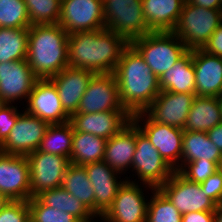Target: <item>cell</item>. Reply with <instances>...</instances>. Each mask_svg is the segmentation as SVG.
I'll list each match as a JSON object with an SVG mask.
<instances>
[{"label": "cell", "instance_id": "cell-1", "mask_svg": "<svg viewBox=\"0 0 222 222\" xmlns=\"http://www.w3.org/2000/svg\"><path fill=\"white\" fill-rule=\"evenodd\" d=\"M130 42L108 29L68 35V65L94 74L114 73Z\"/></svg>", "mask_w": 222, "mask_h": 222}, {"label": "cell", "instance_id": "cell-2", "mask_svg": "<svg viewBox=\"0 0 222 222\" xmlns=\"http://www.w3.org/2000/svg\"><path fill=\"white\" fill-rule=\"evenodd\" d=\"M114 75L120 102L131 116L144 112L161 92L159 77L131 44L123 51Z\"/></svg>", "mask_w": 222, "mask_h": 222}, {"label": "cell", "instance_id": "cell-3", "mask_svg": "<svg viewBox=\"0 0 222 222\" xmlns=\"http://www.w3.org/2000/svg\"><path fill=\"white\" fill-rule=\"evenodd\" d=\"M68 35L59 24L29 27L26 60L38 79H50L69 67Z\"/></svg>", "mask_w": 222, "mask_h": 222}, {"label": "cell", "instance_id": "cell-4", "mask_svg": "<svg viewBox=\"0 0 222 222\" xmlns=\"http://www.w3.org/2000/svg\"><path fill=\"white\" fill-rule=\"evenodd\" d=\"M130 44L157 76H161L188 51L174 32H150Z\"/></svg>", "mask_w": 222, "mask_h": 222}, {"label": "cell", "instance_id": "cell-5", "mask_svg": "<svg viewBox=\"0 0 222 222\" xmlns=\"http://www.w3.org/2000/svg\"><path fill=\"white\" fill-rule=\"evenodd\" d=\"M220 24L222 9L194 6L185 0L173 32L188 50L202 49Z\"/></svg>", "mask_w": 222, "mask_h": 222}, {"label": "cell", "instance_id": "cell-6", "mask_svg": "<svg viewBox=\"0 0 222 222\" xmlns=\"http://www.w3.org/2000/svg\"><path fill=\"white\" fill-rule=\"evenodd\" d=\"M131 168V171L135 173H132V178H136L135 175H137L138 180H132V178L125 176L128 181L140 182V184H145L155 189H159L175 172L148 138L138 129L137 125L136 148Z\"/></svg>", "mask_w": 222, "mask_h": 222}, {"label": "cell", "instance_id": "cell-7", "mask_svg": "<svg viewBox=\"0 0 222 222\" xmlns=\"http://www.w3.org/2000/svg\"><path fill=\"white\" fill-rule=\"evenodd\" d=\"M105 29L129 42L151 31L144 19L141 0H103Z\"/></svg>", "mask_w": 222, "mask_h": 222}, {"label": "cell", "instance_id": "cell-8", "mask_svg": "<svg viewBox=\"0 0 222 222\" xmlns=\"http://www.w3.org/2000/svg\"><path fill=\"white\" fill-rule=\"evenodd\" d=\"M131 120L175 170L181 169L184 130L153 121L145 112L132 115Z\"/></svg>", "mask_w": 222, "mask_h": 222}, {"label": "cell", "instance_id": "cell-9", "mask_svg": "<svg viewBox=\"0 0 222 222\" xmlns=\"http://www.w3.org/2000/svg\"><path fill=\"white\" fill-rule=\"evenodd\" d=\"M30 173V199L42 192L62 187L64 174L71 164L65 156L43 151H33L26 155Z\"/></svg>", "mask_w": 222, "mask_h": 222}, {"label": "cell", "instance_id": "cell-10", "mask_svg": "<svg viewBox=\"0 0 222 222\" xmlns=\"http://www.w3.org/2000/svg\"><path fill=\"white\" fill-rule=\"evenodd\" d=\"M145 188L155 190L148 185L126 180L101 219L104 222H146L149 196Z\"/></svg>", "mask_w": 222, "mask_h": 222}, {"label": "cell", "instance_id": "cell-11", "mask_svg": "<svg viewBox=\"0 0 222 222\" xmlns=\"http://www.w3.org/2000/svg\"><path fill=\"white\" fill-rule=\"evenodd\" d=\"M159 190L181 215L197 211H214L217 205L204 193L200 183L188 181L178 171H175Z\"/></svg>", "mask_w": 222, "mask_h": 222}, {"label": "cell", "instance_id": "cell-12", "mask_svg": "<svg viewBox=\"0 0 222 222\" xmlns=\"http://www.w3.org/2000/svg\"><path fill=\"white\" fill-rule=\"evenodd\" d=\"M58 24L68 34L105 28L103 0H61Z\"/></svg>", "mask_w": 222, "mask_h": 222}, {"label": "cell", "instance_id": "cell-13", "mask_svg": "<svg viewBox=\"0 0 222 222\" xmlns=\"http://www.w3.org/2000/svg\"><path fill=\"white\" fill-rule=\"evenodd\" d=\"M49 125L48 122L21 109L7 139L0 145V152L26 156L36 151Z\"/></svg>", "mask_w": 222, "mask_h": 222}, {"label": "cell", "instance_id": "cell-14", "mask_svg": "<svg viewBox=\"0 0 222 222\" xmlns=\"http://www.w3.org/2000/svg\"><path fill=\"white\" fill-rule=\"evenodd\" d=\"M125 110L120 102L114 73L94 74L81 98L76 113H98Z\"/></svg>", "mask_w": 222, "mask_h": 222}, {"label": "cell", "instance_id": "cell-15", "mask_svg": "<svg viewBox=\"0 0 222 222\" xmlns=\"http://www.w3.org/2000/svg\"><path fill=\"white\" fill-rule=\"evenodd\" d=\"M37 80L26 59L0 63V100L14 105L15 101L26 103Z\"/></svg>", "mask_w": 222, "mask_h": 222}, {"label": "cell", "instance_id": "cell-16", "mask_svg": "<svg viewBox=\"0 0 222 222\" xmlns=\"http://www.w3.org/2000/svg\"><path fill=\"white\" fill-rule=\"evenodd\" d=\"M0 192L10 201L30 200V173L26 156L0 152Z\"/></svg>", "mask_w": 222, "mask_h": 222}, {"label": "cell", "instance_id": "cell-17", "mask_svg": "<svg viewBox=\"0 0 222 222\" xmlns=\"http://www.w3.org/2000/svg\"><path fill=\"white\" fill-rule=\"evenodd\" d=\"M24 110L49 124L69 122L70 116L64 111L55 85L50 79H38L28 96Z\"/></svg>", "mask_w": 222, "mask_h": 222}, {"label": "cell", "instance_id": "cell-18", "mask_svg": "<svg viewBox=\"0 0 222 222\" xmlns=\"http://www.w3.org/2000/svg\"><path fill=\"white\" fill-rule=\"evenodd\" d=\"M195 94L161 91L144 111L153 121L185 128Z\"/></svg>", "mask_w": 222, "mask_h": 222}, {"label": "cell", "instance_id": "cell-19", "mask_svg": "<svg viewBox=\"0 0 222 222\" xmlns=\"http://www.w3.org/2000/svg\"><path fill=\"white\" fill-rule=\"evenodd\" d=\"M84 167L93 186L95 217L100 219L112 206L119 188L127 179H121V174L117 173L104 161L89 163Z\"/></svg>", "mask_w": 222, "mask_h": 222}, {"label": "cell", "instance_id": "cell-20", "mask_svg": "<svg viewBox=\"0 0 222 222\" xmlns=\"http://www.w3.org/2000/svg\"><path fill=\"white\" fill-rule=\"evenodd\" d=\"M126 110L104 111L98 113H74L69 122L74 131L93 134L106 140L117 134L131 121Z\"/></svg>", "mask_w": 222, "mask_h": 222}, {"label": "cell", "instance_id": "cell-21", "mask_svg": "<svg viewBox=\"0 0 222 222\" xmlns=\"http://www.w3.org/2000/svg\"><path fill=\"white\" fill-rule=\"evenodd\" d=\"M192 62L196 78L195 96L219 97L222 92V57L194 49Z\"/></svg>", "mask_w": 222, "mask_h": 222}, {"label": "cell", "instance_id": "cell-22", "mask_svg": "<svg viewBox=\"0 0 222 222\" xmlns=\"http://www.w3.org/2000/svg\"><path fill=\"white\" fill-rule=\"evenodd\" d=\"M93 72L72 67L64 68L50 80L56 87L64 111L71 116L76 113Z\"/></svg>", "mask_w": 222, "mask_h": 222}, {"label": "cell", "instance_id": "cell-23", "mask_svg": "<svg viewBox=\"0 0 222 222\" xmlns=\"http://www.w3.org/2000/svg\"><path fill=\"white\" fill-rule=\"evenodd\" d=\"M136 148V124L131 120L106 141L103 161L123 175L130 169ZM123 173V174H122Z\"/></svg>", "mask_w": 222, "mask_h": 222}, {"label": "cell", "instance_id": "cell-24", "mask_svg": "<svg viewBox=\"0 0 222 222\" xmlns=\"http://www.w3.org/2000/svg\"><path fill=\"white\" fill-rule=\"evenodd\" d=\"M144 19L151 32H173L185 0H141Z\"/></svg>", "mask_w": 222, "mask_h": 222}, {"label": "cell", "instance_id": "cell-25", "mask_svg": "<svg viewBox=\"0 0 222 222\" xmlns=\"http://www.w3.org/2000/svg\"><path fill=\"white\" fill-rule=\"evenodd\" d=\"M192 50H188L169 70L159 76L161 91L196 93Z\"/></svg>", "mask_w": 222, "mask_h": 222}, {"label": "cell", "instance_id": "cell-26", "mask_svg": "<svg viewBox=\"0 0 222 222\" xmlns=\"http://www.w3.org/2000/svg\"><path fill=\"white\" fill-rule=\"evenodd\" d=\"M222 123L218 97L195 96L184 131L207 132Z\"/></svg>", "mask_w": 222, "mask_h": 222}, {"label": "cell", "instance_id": "cell-27", "mask_svg": "<svg viewBox=\"0 0 222 222\" xmlns=\"http://www.w3.org/2000/svg\"><path fill=\"white\" fill-rule=\"evenodd\" d=\"M192 161L222 162V152L213 144L206 132L184 131L181 168Z\"/></svg>", "mask_w": 222, "mask_h": 222}, {"label": "cell", "instance_id": "cell-28", "mask_svg": "<svg viewBox=\"0 0 222 222\" xmlns=\"http://www.w3.org/2000/svg\"><path fill=\"white\" fill-rule=\"evenodd\" d=\"M106 139L84 132H73L71 164L84 166L103 161Z\"/></svg>", "mask_w": 222, "mask_h": 222}, {"label": "cell", "instance_id": "cell-29", "mask_svg": "<svg viewBox=\"0 0 222 222\" xmlns=\"http://www.w3.org/2000/svg\"><path fill=\"white\" fill-rule=\"evenodd\" d=\"M37 198L44 205L67 212L76 217L80 222H94L96 220L95 215L63 187L42 192Z\"/></svg>", "mask_w": 222, "mask_h": 222}, {"label": "cell", "instance_id": "cell-30", "mask_svg": "<svg viewBox=\"0 0 222 222\" xmlns=\"http://www.w3.org/2000/svg\"><path fill=\"white\" fill-rule=\"evenodd\" d=\"M62 187L81 201L95 215L93 186L84 166L70 164L64 174Z\"/></svg>", "mask_w": 222, "mask_h": 222}, {"label": "cell", "instance_id": "cell-31", "mask_svg": "<svg viewBox=\"0 0 222 222\" xmlns=\"http://www.w3.org/2000/svg\"><path fill=\"white\" fill-rule=\"evenodd\" d=\"M73 132L74 129L70 122L50 124L37 150L70 159Z\"/></svg>", "mask_w": 222, "mask_h": 222}, {"label": "cell", "instance_id": "cell-32", "mask_svg": "<svg viewBox=\"0 0 222 222\" xmlns=\"http://www.w3.org/2000/svg\"><path fill=\"white\" fill-rule=\"evenodd\" d=\"M28 29L0 28V63L25 60Z\"/></svg>", "mask_w": 222, "mask_h": 222}, {"label": "cell", "instance_id": "cell-33", "mask_svg": "<svg viewBox=\"0 0 222 222\" xmlns=\"http://www.w3.org/2000/svg\"><path fill=\"white\" fill-rule=\"evenodd\" d=\"M150 193L146 222H181L182 215L159 189Z\"/></svg>", "mask_w": 222, "mask_h": 222}, {"label": "cell", "instance_id": "cell-34", "mask_svg": "<svg viewBox=\"0 0 222 222\" xmlns=\"http://www.w3.org/2000/svg\"><path fill=\"white\" fill-rule=\"evenodd\" d=\"M31 25L58 24L61 0H24Z\"/></svg>", "mask_w": 222, "mask_h": 222}, {"label": "cell", "instance_id": "cell-35", "mask_svg": "<svg viewBox=\"0 0 222 222\" xmlns=\"http://www.w3.org/2000/svg\"><path fill=\"white\" fill-rule=\"evenodd\" d=\"M30 26L24 0H0V28L29 29Z\"/></svg>", "mask_w": 222, "mask_h": 222}, {"label": "cell", "instance_id": "cell-36", "mask_svg": "<svg viewBox=\"0 0 222 222\" xmlns=\"http://www.w3.org/2000/svg\"><path fill=\"white\" fill-rule=\"evenodd\" d=\"M28 207L33 222H80L67 212L44 205L37 197L28 201Z\"/></svg>", "mask_w": 222, "mask_h": 222}, {"label": "cell", "instance_id": "cell-37", "mask_svg": "<svg viewBox=\"0 0 222 222\" xmlns=\"http://www.w3.org/2000/svg\"><path fill=\"white\" fill-rule=\"evenodd\" d=\"M218 171V166L211 161H192L186 163L178 172L188 181L202 183Z\"/></svg>", "mask_w": 222, "mask_h": 222}, {"label": "cell", "instance_id": "cell-38", "mask_svg": "<svg viewBox=\"0 0 222 222\" xmlns=\"http://www.w3.org/2000/svg\"><path fill=\"white\" fill-rule=\"evenodd\" d=\"M29 219L28 201H9L0 210V222H27Z\"/></svg>", "mask_w": 222, "mask_h": 222}, {"label": "cell", "instance_id": "cell-39", "mask_svg": "<svg viewBox=\"0 0 222 222\" xmlns=\"http://www.w3.org/2000/svg\"><path fill=\"white\" fill-rule=\"evenodd\" d=\"M20 111L13 104L4 103L0 108V145L7 139L10 130L14 127Z\"/></svg>", "mask_w": 222, "mask_h": 222}, {"label": "cell", "instance_id": "cell-40", "mask_svg": "<svg viewBox=\"0 0 222 222\" xmlns=\"http://www.w3.org/2000/svg\"><path fill=\"white\" fill-rule=\"evenodd\" d=\"M200 186L217 205L222 203V174L219 170L200 183Z\"/></svg>", "mask_w": 222, "mask_h": 222}, {"label": "cell", "instance_id": "cell-41", "mask_svg": "<svg viewBox=\"0 0 222 222\" xmlns=\"http://www.w3.org/2000/svg\"><path fill=\"white\" fill-rule=\"evenodd\" d=\"M202 50L214 56L222 57V24L213 32Z\"/></svg>", "mask_w": 222, "mask_h": 222}, {"label": "cell", "instance_id": "cell-42", "mask_svg": "<svg viewBox=\"0 0 222 222\" xmlns=\"http://www.w3.org/2000/svg\"><path fill=\"white\" fill-rule=\"evenodd\" d=\"M181 222H214V211L189 212L182 215Z\"/></svg>", "mask_w": 222, "mask_h": 222}, {"label": "cell", "instance_id": "cell-43", "mask_svg": "<svg viewBox=\"0 0 222 222\" xmlns=\"http://www.w3.org/2000/svg\"><path fill=\"white\" fill-rule=\"evenodd\" d=\"M210 141L222 152V123L206 132Z\"/></svg>", "mask_w": 222, "mask_h": 222}, {"label": "cell", "instance_id": "cell-44", "mask_svg": "<svg viewBox=\"0 0 222 222\" xmlns=\"http://www.w3.org/2000/svg\"><path fill=\"white\" fill-rule=\"evenodd\" d=\"M189 4L200 6L207 9H222V4L219 0H186Z\"/></svg>", "mask_w": 222, "mask_h": 222}, {"label": "cell", "instance_id": "cell-45", "mask_svg": "<svg viewBox=\"0 0 222 222\" xmlns=\"http://www.w3.org/2000/svg\"><path fill=\"white\" fill-rule=\"evenodd\" d=\"M214 222H222V203L216 205L214 210Z\"/></svg>", "mask_w": 222, "mask_h": 222}, {"label": "cell", "instance_id": "cell-46", "mask_svg": "<svg viewBox=\"0 0 222 222\" xmlns=\"http://www.w3.org/2000/svg\"><path fill=\"white\" fill-rule=\"evenodd\" d=\"M10 200L0 192V210L9 202Z\"/></svg>", "mask_w": 222, "mask_h": 222}, {"label": "cell", "instance_id": "cell-47", "mask_svg": "<svg viewBox=\"0 0 222 222\" xmlns=\"http://www.w3.org/2000/svg\"><path fill=\"white\" fill-rule=\"evenodd\" d=\"M219 98V104H220V107H221V114H222V97H218Z\"/></svg>", "mask_w": 222, "mask_h": 222}, {"label": "cell", "instance_id": "cell-48", "mask_svg": "<svg viewBox=\"0 0 222 222\" xmlns=\"http://www.w3.org/2000/svg\"><path fill=\"white\" fill-rule=\"evenodd\" d=\"M218 170H219L220 173L222 174V162L219 164V166H218Z\"/></svg>", "mask_w": 222, "mask_h": 222}, {"label": "cell", "instance_id": "cell-49", "mask_svg": "<svg viewBox=\"0 0 222 222\" xmlns=\"http://www.w3.org/2000/svg\"><path fill=\"white\" fill-rule=\"evenodd\" d=\"M99 221H100V222H104L101 218H100ZM94 222H98V218H97L96 221H94Z\"/></svg>", "mask_w": 222, "mask_h": 222}, {"label": "cell", "instance_id": "cell-50", "mask_svg": "<svg viewBox=\"0 0 222 222\" xmlns=\"http://www.w3.org/2000/svg\"><path fill=\"white\" fill-rule=\"evenodd\" d=\"M4 103L0 100V108H1V106L3 105Z\"/></svg>", "mask_w": 222, "mask_h": 222}]
</instances>
